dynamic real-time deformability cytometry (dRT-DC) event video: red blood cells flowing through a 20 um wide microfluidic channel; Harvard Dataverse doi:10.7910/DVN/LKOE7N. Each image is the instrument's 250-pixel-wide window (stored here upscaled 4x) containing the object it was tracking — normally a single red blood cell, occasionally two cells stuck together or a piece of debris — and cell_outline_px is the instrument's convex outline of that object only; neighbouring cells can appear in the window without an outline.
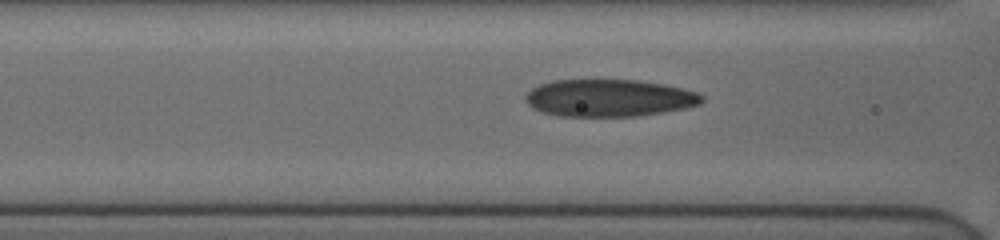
{"species": "human", "species_latin": "Homo sapiens", "temperature_condition": "cold", "stored_images_in_passage": 37, "camera_frame_rate_fps": 3000, "um_per_image_px": 0.085, "donor": {"sex": "female"}, "frame": {"image": 1, "passage_image": 13, "time_ms": 4.0, "image_size_px": [1000, 240], "cell_outline_px": [[704, 100], [700, 104], [684, 108], [664, 112], [640, 116], [560, 116], [544, 112], [532, 108], [524, 100], [524, 96], [532, 88], [540, 84], [552, 80], [640, 80], [664, 84], [684, 88], [696, 92], [704, 96]], "centroid_in_image_um": [51.78, 8.32], "position_along_channel_um": 114.8, "area_um2": 38.49}}
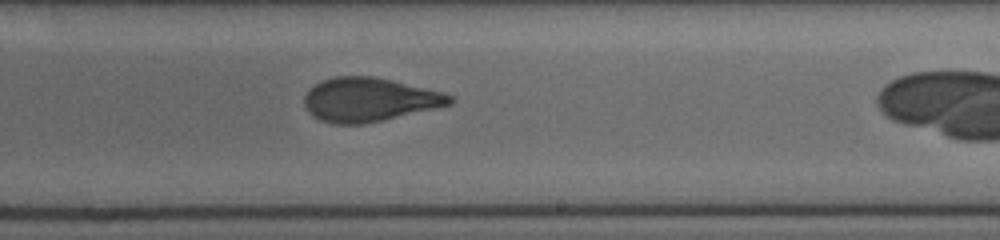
{"frame": {"image": 2, "passage_image": 24, "time_ms": 7.667, "image_size_px": [1000, 240], "cell_outline_px": [[456, 100], [452, 104], [380, 120], [360, 124], [332, 124], [320, 120], [312, 116], [308, 112], [304, 104], [304, 96], [320, 80], [336, 76], [372, 76], [392, 80], [444, 92], [452, 96]], "centroid_in_image_um": [31.37, 8.46], "position_along_channel_um": 257.6, "area_um2": 36.93}}
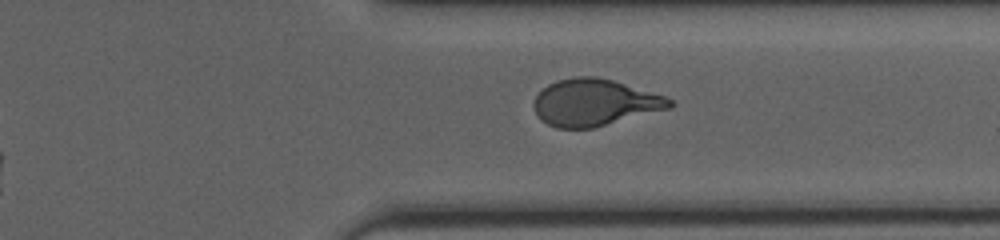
{"frame": {"image": 3, "passage_image": 32, "time_ms": 10.333, "image_size_px": [1000, 240], "cell_outline_px": [[672, 108], [592, 128], [556, 128], [540, 120], [532, 104], [536, 96], [548, 84], [556, 80], [572, 76], [596, 76], [612, 80], [664, 96], [672, 100]], "centroid_in_image_um": [50.51, 8.71], "position_along_channel_um": 360.9, "area_um2": 36.93}}